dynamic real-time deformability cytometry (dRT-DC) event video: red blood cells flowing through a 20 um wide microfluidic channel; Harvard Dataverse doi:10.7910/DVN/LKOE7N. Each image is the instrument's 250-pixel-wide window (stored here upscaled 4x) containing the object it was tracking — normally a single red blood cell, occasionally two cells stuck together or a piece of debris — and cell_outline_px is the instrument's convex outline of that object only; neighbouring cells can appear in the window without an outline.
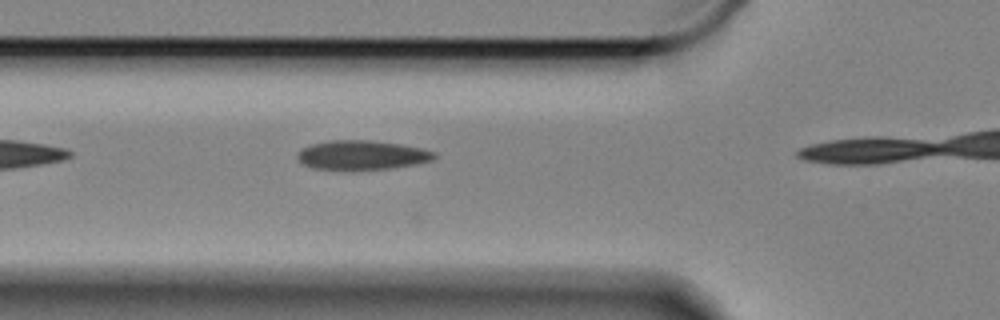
{"species": "Egyptian fruit bat (a non-hibernating species)", "species_latin": "Rousettus aegyptiacus", "temperature_condition": "cold", "stored_images_in_passage": 7, "camera_frame_rate_fps": 3000, "um_per_image_px": 0.085, "animal": {"sex": "female"}, "frame": {"image": 1, "passage_image": 6, "time_ms": 1.667, "image_size_px": [1000, 320], "cell_outline_px": [[436, 156], [432, 160], [412, 164], [388, 168], [312, 168], [304, 164], [296, 156], [304, 148], [312, 144], [332, 140], [372, 140], [400, 144], [420, 148], [436, 152]], "centroid_in_image_um": [30.78, 13.15], "position_along_channel_um": 95.0, "area_um2": 22.48}}